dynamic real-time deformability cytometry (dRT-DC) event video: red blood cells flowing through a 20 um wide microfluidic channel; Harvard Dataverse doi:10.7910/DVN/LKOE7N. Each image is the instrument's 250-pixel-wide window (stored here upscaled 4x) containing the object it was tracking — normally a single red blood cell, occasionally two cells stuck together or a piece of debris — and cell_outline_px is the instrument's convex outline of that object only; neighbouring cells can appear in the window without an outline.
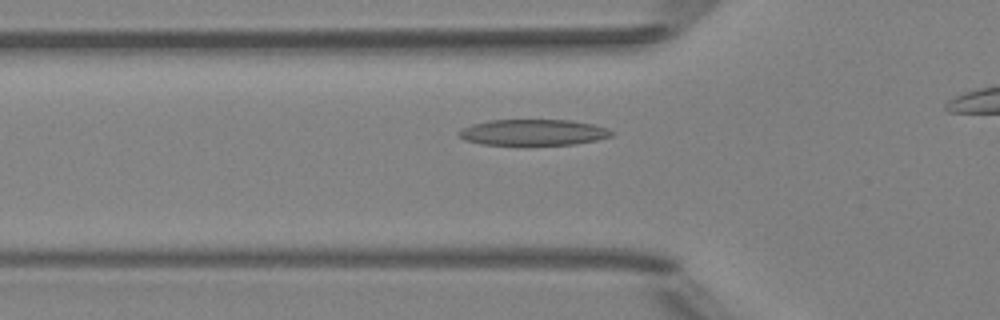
{"species": "Egyptian fruit bat (a non-hibernating species)", "species_latin": "Rousettus aegyptiacus", "temperature_condition": "room temperature", "stored_images_in_passage": 39, "camera_frame_rate_fps": 3000, "um_per_image_px": 0.085, "animal": {"sex": "female"}, "frame": {"image": 1, "passage_image": 7, "time_ms": 2.0, "image_size_px": [1000, 320], "cell_outline_px": [[616, 132], [612, 136], [596, 140], [572, 144], [480, 144], [464, 140], [456, 136], [456, 132], [472, 124], [488, 120], [572, 120], [592, 124], [608, 128]], "centroid_in_image_um": [45.31, 11.24], "position_along_channel_um": 80.5, "area_um2": 23.12}}
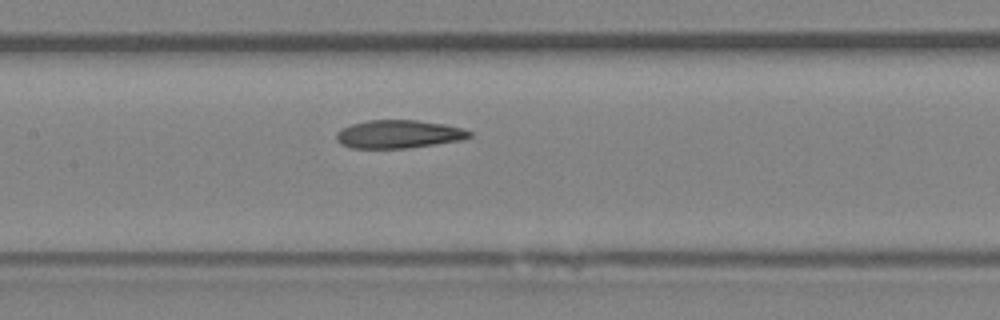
{"frame": {"image": 2, "passage_image": 14, "time_ms": 4.333, "image_size_px": [1000, 320], "cell_outline_px": [[472, 136], [464, 140], [408, 148], [352, 148], [340, 144], [336, 140], [336, 132], [352, 124], [368, 120], [416, 120], [444, 124], [464, 128], [472, 132]], "centroid_in_image_um": [33.92, 11.41], "position_along_channel_um": 173.5, "area_um2": 21.96}}
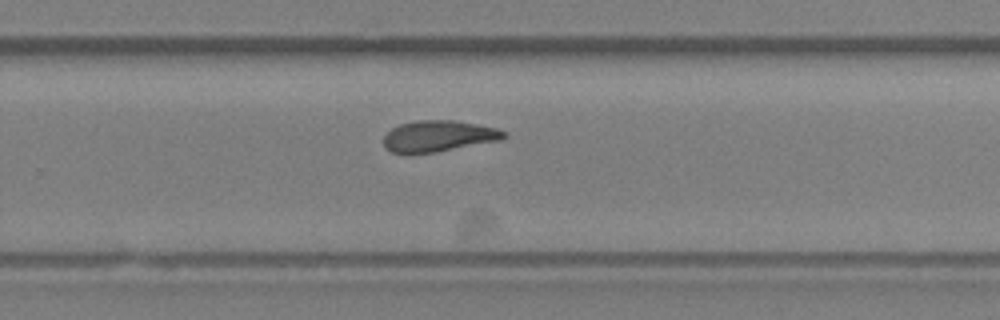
{"frame": {"image": 3, "passage_image": 23, "time_ms": 7.333, "image_size_px": [1000, 320], "cell_outline_px": [[508, 136], [500, 140], [436, 152], [392, 152], [384, 148], [384, 136], [392, 128], [400, 124], [416, 120], [456, 120], [496, 128], [504, 132]], "centroid_in_image_um": [37.27, 11.55], "position_along_channel_um": 292.5, "area_um2": 21.56}, "authors_computed_cell_mechanics": {"area_um2": 22.0796, "velocity_mm_per_s": 3.9802, "shape_relaxation_time_tau1_ms": 7.9754, "shape_relaxation_time_tau2_ms": 3.1622, "deformation_change_tau1": 0.2266, "deformation_change_tau2": 0.1084}}